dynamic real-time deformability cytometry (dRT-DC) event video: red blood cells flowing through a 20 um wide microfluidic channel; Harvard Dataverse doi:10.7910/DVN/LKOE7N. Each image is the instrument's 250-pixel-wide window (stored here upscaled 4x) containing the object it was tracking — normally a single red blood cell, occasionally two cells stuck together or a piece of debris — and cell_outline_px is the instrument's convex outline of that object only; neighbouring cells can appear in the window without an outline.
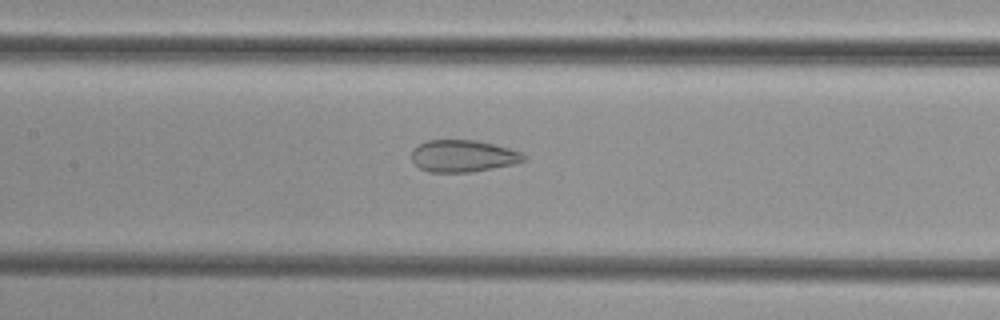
{"species": "common noctule bat (a hibernating species)", "species_latin": "Nyctalus noctula", "temperature_condition": "cold", "stored_images_in_passage": 50, "camera_frame_rate_fps": 3000, "um_per_image_px": 0.085, "animal": {"sex": "female", "body_mass_g": 29.2, "forearm_length_mm": 56.3}, "frame": {"image": 1, "passage_image": 23, "time_ms": 7.333, "image_size_px": [1000, 320], "cell_outline_px": [[528, 160], [512, 164], [472, 172], [428, 172], [420, 168], [412, 160], [412, 148], [428, 140], [476, 140], [508, 148], [520, 152], [528, 156]], "centroid_in_image_um": [39.36, 13.26], "position_along_channel_um": 168.0, "area_um2": 20.87}}
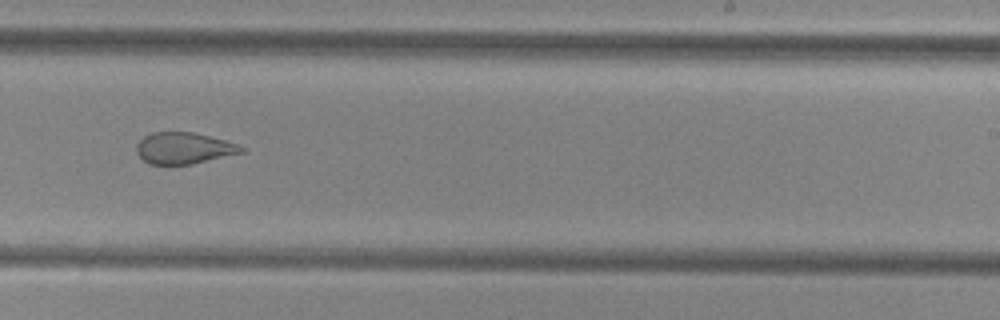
{"frame": {"image": 2, "passage_image": 31, "time_ms": 10.0, "image_size_px": [1000, 320], "cell_outline_px": [[244, 152], [192, 164], [148, 164], [136, 152], [136, 144], [144, 136], [152, 132], [192, 132], [224, 140], [236, 144], [244, 148]], "centroid_in_image_um": [15.59, 12.59], "position_along_channel_um": 273.4, "area_um2": 19.02}}
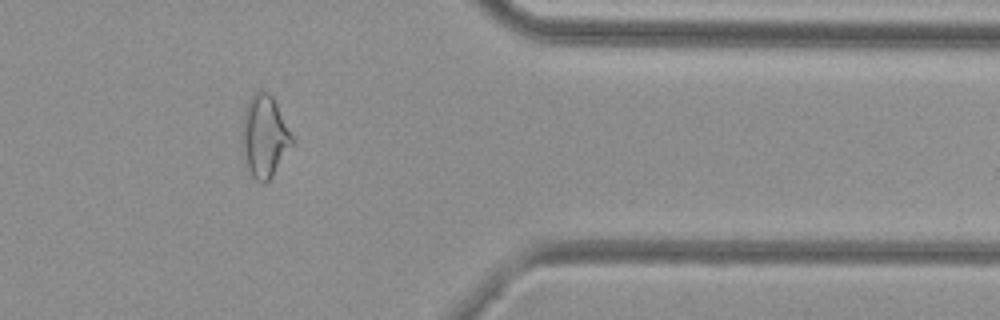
{"frame": {"image": 3, "passage_image": 41, "time_ms": 13.333, "image_size_px": [1000, 320], "cell_outline_px": [[292, 144], [272, 176], [264, 184], [260, 184], [248, 172], [240, 148], [240, 132], [244, 108], [248, 100], [260, 88], [268, 92], [272, 96], [292, 136]], "centroid_in_image_um": [22.4, 11.6], "position_along_channel_um": 389.0, "area_um2": 24.22}}